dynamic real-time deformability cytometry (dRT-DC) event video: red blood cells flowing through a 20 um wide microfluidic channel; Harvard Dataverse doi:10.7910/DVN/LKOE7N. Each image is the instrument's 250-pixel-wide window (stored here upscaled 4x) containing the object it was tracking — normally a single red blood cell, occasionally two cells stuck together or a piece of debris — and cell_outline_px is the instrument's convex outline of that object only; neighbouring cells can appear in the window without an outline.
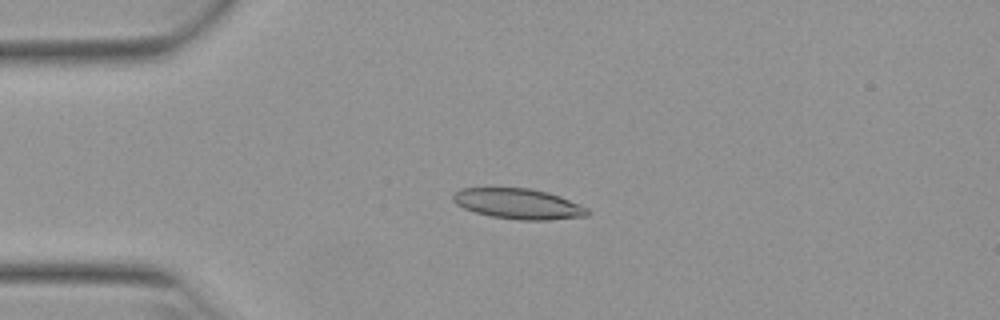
{"species": "Egyptian fruit bat (a non-hibernating species)", "species_latin": "Rousettus aegyptiacus", "temperature_condition": "warm", "stored_images_in_passage": 27, "camera_frame_rate_fps": 3000, "um_per_image_px": 0.085, "animal": {"sex": "female"}, "frame": {"image": 1, "passage_image": 1, "time_ms": 0.0, "image_size_px": [1000, 320], "cell_outline_px": [[588, 216], [548, 220], [520, 220], [492, 216], [476, 212], [464, 208], [456, 204], [452, 200], [452, 196], [460, 188], [532, 188], [548, 192], [560, 196], [588, 208]], "centroid_in_image_um": [44.06, 17.32], "position_along_channel_um": 40.9, "area_um2": 23.76}}
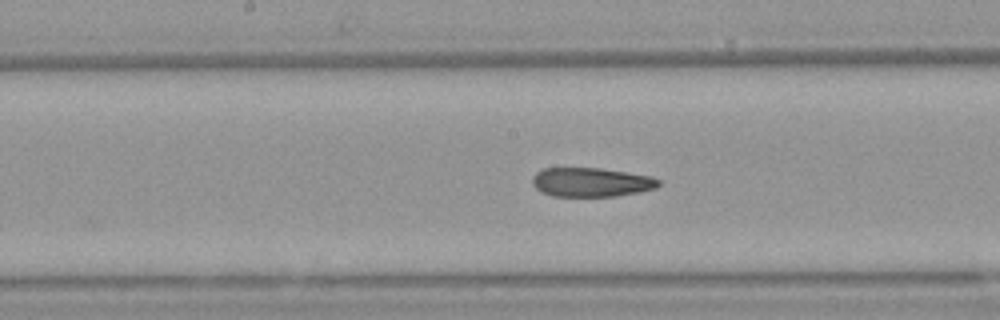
{"frame": {"image": 2, "passage_image": 15, "time_ms": 4.667, "image_size_px": [1000, 320], "cell_outline_px": [[660, 184], [656, 188], [616, 196], [552, 196], [536, 188], [532, 184], [532, 176], [536, 172], [544, 168], [600, 168], [628, 172], [652, 176], [660, 180]], "centroid_in_image_um": [50.25, 15.48], "position_along_channel_um": 197.9, "area_um2": 21.39}}
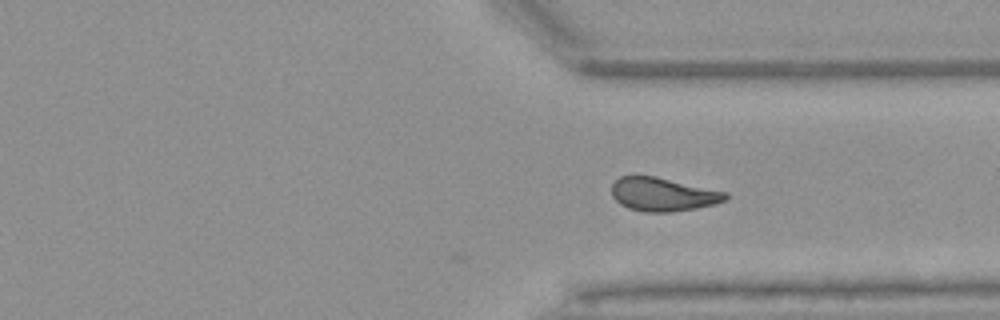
{"frame": {"image": 3, "passage_image": 27, "time_ms": 8.667, "image_size_px": [1000, 320], "cell_outline_px": [[728, 200], [716, 204], [696, 208], [672, 212], [644, 212], [628, 208], [620, 204], [612, 196], [612, 184], [620, 176], [632, 172], [656, 176], [728, 192]], "centroid_in_image_um": [56.33, 16.49], "position_along_channel_um": 355.1, "area_um2": 22.95}}